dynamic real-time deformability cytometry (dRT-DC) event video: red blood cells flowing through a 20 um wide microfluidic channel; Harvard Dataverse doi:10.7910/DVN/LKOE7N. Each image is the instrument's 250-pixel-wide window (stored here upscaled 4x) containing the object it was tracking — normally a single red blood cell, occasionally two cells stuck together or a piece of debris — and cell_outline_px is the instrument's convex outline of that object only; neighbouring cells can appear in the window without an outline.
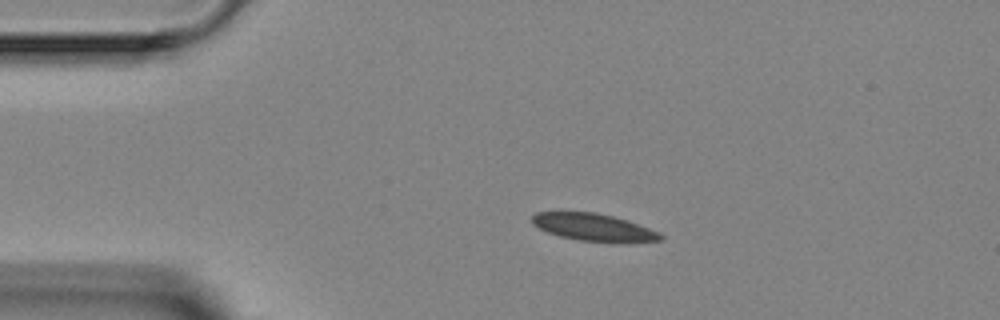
{"species": "Egyptian fruit bat (a non-hibernating species)", "species_latin": "Rousettus aegyptiacus", "temperature_condition": "room temperature", "stored_images_in_passage": 2, "camera_frame_rate_fps": 3000, "um_per_image_px": 0.085, "animal": {"sex": "female"}, "frame": {"image": 1, "passage_image": 1, "time_ms": 0.0, "image_size_px": [1000, 320], "cell_outline_px": [[664, 240], [628, 244], [612, 244], [580, 240], [560, 236], [548, 232], [532, 224], [532, 216], [536, 212], [596, 212], [628, 220], [660, 232], [664, 236]], "centroid_in_image_um": [50.57, 19.36], "position_along_channel_um": 34.4, "area_um2": 21.1}}